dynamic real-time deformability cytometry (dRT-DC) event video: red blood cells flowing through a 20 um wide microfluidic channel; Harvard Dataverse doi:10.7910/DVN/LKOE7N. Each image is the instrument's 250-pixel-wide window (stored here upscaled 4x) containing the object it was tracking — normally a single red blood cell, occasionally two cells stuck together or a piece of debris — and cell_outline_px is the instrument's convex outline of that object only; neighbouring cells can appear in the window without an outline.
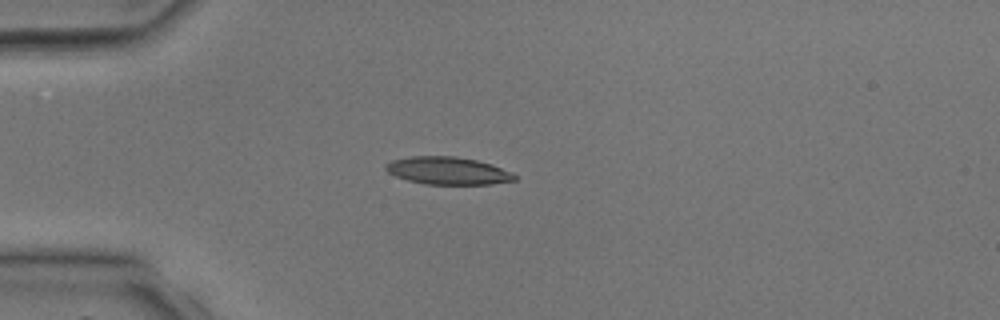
{"species": "common noctule bat (a hibernating species)", "species_latin": "Nyctalus noctula", "temperature_condition": "room temperature", "stored_images_in_passage": 4, "camera_frame_rate_fps": 3000, "um_per_image_px": 0.085, "animal": {"sex": "male", "body_mass_g": 17.9, "forearm_length_mm": 54.2}, "frame": {"image": 1, "passage_image": 3, "time_ms": 2.667, "image_size_px": [1000, 320], "cell_outline_px": [[516, 180], [492, 184], [424, 184], [408, 180], [396, 176], [388, 172], [384, 168], [384, 164], [392, 160], [412, 156], [456, 156], [476, 160], [492, 164], [512, 172], [516, 176]], "centroid_in_image_um": [38.06, 14.51], "position_along_channel_um": 46.9, "area_um2": 20.75}}